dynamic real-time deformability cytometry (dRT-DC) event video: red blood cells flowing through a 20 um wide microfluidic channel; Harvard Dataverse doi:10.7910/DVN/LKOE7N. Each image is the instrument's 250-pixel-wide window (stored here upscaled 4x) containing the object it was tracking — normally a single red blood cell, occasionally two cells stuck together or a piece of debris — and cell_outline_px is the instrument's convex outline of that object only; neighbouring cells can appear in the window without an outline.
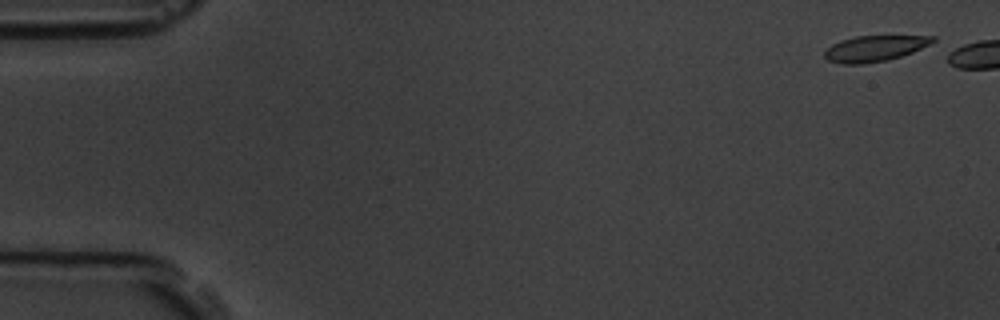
{"species": "common noctule bat (a hibernating species)", "species_latin": "Nyctalus noctula", "temperature_condition": "room temperature", "stored_images_in_passage": 5, "camera_frame_rate_fps": 3000, "um_per_image_px": 0.085, "animal": {"sex": "male", "body_mass_g": 19.5, "forearm_length_mm": 54.6}, "frame": {"image": 1, "passage_image": 1, "time_ms": 0.0, "image_size_px": [1000, 320], "cell_outline_px": [[936, 40], [912, 52], [900, 56], [884, 60], [860, 64], [844, 64], [828, 60], [824, 56], [824, 52], [832, 44], [840, 40], [856, 36], [936, 36]], "centroid_in_image_um": [74.31, 4.11], "position_along_channel_um": 10.7, "area_um2": 15.95}}